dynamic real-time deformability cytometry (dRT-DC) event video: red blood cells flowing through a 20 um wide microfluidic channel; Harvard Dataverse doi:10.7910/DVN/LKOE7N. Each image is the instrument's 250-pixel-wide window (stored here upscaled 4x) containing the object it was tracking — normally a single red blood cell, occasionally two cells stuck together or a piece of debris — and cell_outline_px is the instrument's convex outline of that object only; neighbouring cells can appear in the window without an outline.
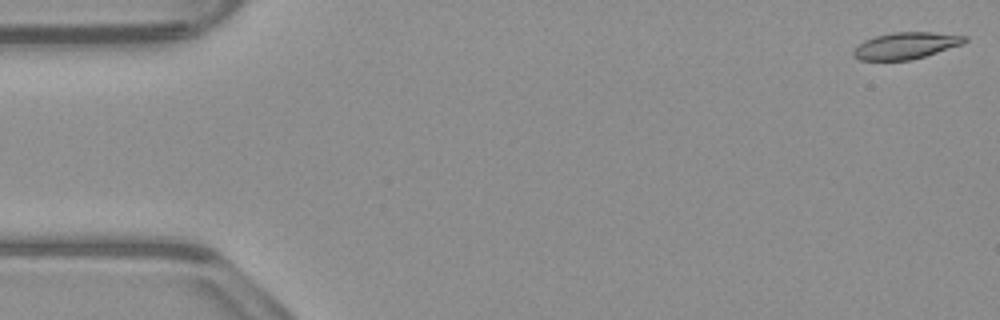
{"species": "common noctule bat (a hibernating species)", "species_latin": "Nyctalus noctula", "temperature_condition": "warm", "stored_images_in_passage": 53, "camera_frame_rate_fps": 3000, "um_per_image_px": 0.085, "animal": {"sex": "male", "body_mass_g": 23.1, "forearm_length_mm": 52.7}, "frame": {"image": 1, "passage_image": 1, "time_ms": 0.0, "image_size_px": [1000, 320], "cell_outline_px": [[968, 40], [964, 44], [924, 56], [908, 60], [860, 60], [852, 56], [852, 52], [864, 40], [876, 36], [892, 32], [932, 32], [968, 36]], "centroid_in_image_um": [77.02, 3.87], "position_along_channel_um": 8.0, "area_um2": 17.22}}
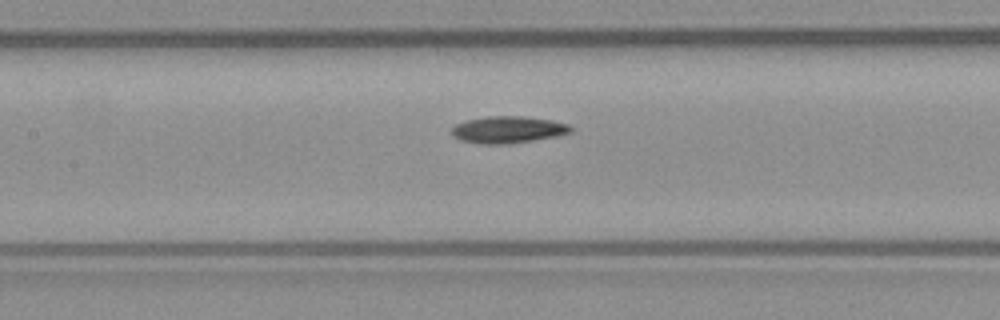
{"frame": {"image": 2, "passage_image": 24, "time_ms": 7.667, "image_size_px": [1000, 320], "cell_outline_px": [[572, 132], [556, 136], [508, 144], [480, 144], [460, 140], [452, 136], [452, 128], [456, 124], [468, 120], [484, 116], [524, 116], [552, 120], [568, 124], [572, 128]], "centroid_in_image_um": [43.17, 11.02], "position_along_channel_um": 164.2, "area_um2": 18.67}}
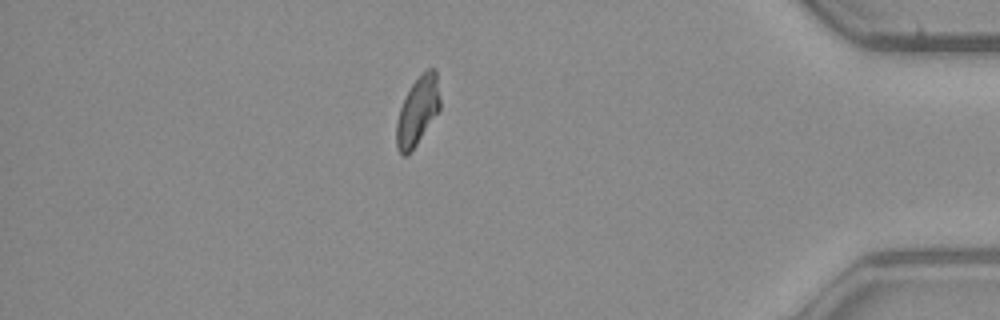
{"frame": {"image": 3, "passage_image": 46, "time_ms": 15.0, "image_size_px": [1000, 320], "cell_outline_px": [[440, 108], [408, 156], [404, 156], [396, 148], [396, 120], [400, 108], [412, 84], [428, 68], [436, 68], [440, 100]], "centroid_in_image_um": [35.48, 9.44], "position_along_channel_um": 399.7, "area_um2": 17.05}}